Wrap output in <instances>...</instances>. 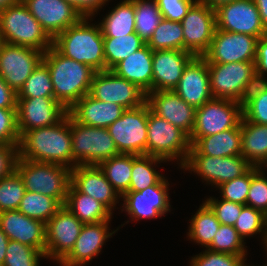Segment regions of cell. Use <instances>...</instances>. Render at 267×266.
I'll use <instances>...</instances> for the list:
<instances>
[{"instance_id":"1","label":"cell","mask_w":267,"mask_h":266,"mask_svg":"<svg viewBox=\"0 0 267 266\" xmlns=\"http://www.w3.org/2000/svg\"><path fill=\"white\" fill-rule=\"evenodd\" d=\"M18 151L22 159L72 169L71 116L67 113L54 125L24 132L20 136Z\"/></svg>"},{"instance_id":"2","label":"cell","mask_w":267,"mask_h":266,"mask_svg":"<svg viewBox=\"0 0 267 266\" xmlns=\"http://www.w3.org/2000/svg\"><path fill=\"white\" fill-rule=\"evenodd\" d=\"M54 89V98L69 110L83 96L89 94L94 69L86 64L69 59L51 46L43 54Z\"/></svg>"},{"instance_id":"3","label":"cell","mask_w":267,"mask_h":266,"mask_svg":"<svg viewBox=\"0 0 267 266\" xmlns=\"http://www.w3.org/2000/svg\"><path fill=\"white\" fill-rule=\"evenodd\" d=\"M82 17L53 39V47L64 57L83 63L96 72L106 71L104 43L100 25L88 24Z\"/></svg>"},{"instance_id":"4","label":"cell","mask_w":267,"mask_h":266,"mask_svg":"<svg viewBox=\"0 0 267 266\" xmlns=\"http://www.w3.org/2000/svg\"><path fill=\"white\" fill-rule=\"evenodd\" d=\"M0 37L3 42L30 47L43 53L53 46V39L22 0L0 11Z\"/></svg>"},{"instance_id":"5","label":"cell","mask_w":267,"mask_h":266,"mask_svg":"<svg viewBox=\"0 0 267 266\" xmlns=\"http://www.w3.org/2000/svg\"><path fill=\"white\" fill-rule=\"evenodd\" d=\"M71 168L59 164L35 162L18 157L16 171L22 177L25 190L57 199L65 205L71 184Z\"/></svg>"},{"instance_id":"6","label":"cell","mask_w":267,"mask_h":266,"mask_svg":"<svg viewBox=\"0 0 267 266\" xmlns=\"http://www.w3.org/2000/svg\"><path fill=\"white\" fill-rule=\"evenodd\" d=\"M208 69L213 98L243 103L248 92L259 82L254 61L208 63Z\"/></svg>"},{"instance_id":"7","label":"cell","mask_w":267,"mask_h":266,"mask_svg":"<svg viewBox=\"0 0 267 266\" xmlns=\"http://www.w3.org/2000/svg\"><path fill=\"white\" fill-rule=\"evenodd\" d=\"M71 137L72 168L76 165H98L120 154L107 128L79 124L71 117Z\"/></svg>"},{"instance_id":"8","label":"cell","mask_w":267,"mask_h":266,"mask_svg":"<svg viewBox=\"0 0 267 266\" xmlns=\"http://www.w3.org/2000/svg\"><path fill=\"white\" fill-rule=\"evenodd\" d=\"M190 147L189 136L183 130L154 114L148 106L146 155L165 161L179 159L182 166Z\"/></svg>"},{"instance_id":"9","label":"cell","mask_w":267,"mask_h":266,"mask_svg":"<svg viewBox=\"0 0 267 266\" xmlns=\"http://www.w3.org/2000/svg\"><path fill=\"white\" fill-rule=\"evenodd\" d=\"M148 104L126 109L107 130L120 154L145 155L147 144Z\"/></svg>"},{"instance_id":"10","label":"cell","mask_w":267,"mask_h":266,"mask_svg":"<svg viewBox=\"0 0 267 266\" xmlns=\"http://www.w3.org/2000/svg\"><path fill=\"white\" fill-rule=\"evenodd\" d=\"M242 103L212 98L196 108L195 124L189 138H201L236 128L242 120Z\"/></svg>"},{"instance_id":"11","label":"cell","mask_w":267,"mask_h":266,"mask_svg":"<svg viewBox=\"0 0 267 266\" xmlns=\"http://www.w3.org/2000/svg\"><path fill=\"white\" fill-rule=\"evenodd\" d=\"M252 165L242 156L213 157L188 155L180 167L197 173L204 181L216 187L245 174Z\"/></svg>"},{"instance_id":"12","label":"cell","mask_w":267,"mask_h":266,"mask_svg":"<svg viewBox=\"0 0 267 266\" xmlns=\"http://www.w3.org/2000/svg\"><path fill=\"white\" fill-rule=\"evenodd\" d=\"M89 95L94 99L111 102L126 109L146 102V93L136 84L117 76L112 70L99 71L93 76Z\"/></svg>"},{"instance_id":"13","label":"cell","mask_w":267,"mask_h":266,"mask_svg":"<svg viewBox=\"0 0 267 266\" xmlns=\"http://www.w3.org/2000/svg\"><path fill=\"white\" fill-rule=\"evenodd\" d=\"M180 23L183 28L184 50L202 57L208 51L216 29L215 10L196 1Z\"/></svg>"},{"instance_id":"14","label":"cell","mask_w":267,"mask_h":266,"mask_svg":"<svg viewBox=\"0 0 267 266\" xmlns=\"http://www.w3.org/2000/svg\"><path fill=\"white\" fill-rule=\"evenodd\" d=\"M43 52L3 42L0 46V77L16 93L43 59Z\"/></svg>"},{"instance_id":"15","label":"cell","mask_w":267,"mask_h":266,"mask_svg":"<svg viewBox=\"0 0 267 266\" xmlns=\"http://www.w3.org/2000/svg\"><path fill=\"white\" fill-rule=\"evenodd\" d=\"M216 29L257 37L267 35L254 0H236L215 10Z\"/></svg>"},{"instance_id":"16","label":"cell","mask_w":267,"mask_h":266,"mask_svg":"<svg viewBox=\"0 0 267 266\" xmlns=\"http://www.w3.org/2000/svg\"><path fill=\"white\" fill-rule=\"evenodd\" d=\"M83 225L63 205L46 223V258L60 263L73 249Z\"/></svg>"},{"instance_id":"17","label":"cell","mask_w":267,"mask_h":266,"mask_svg":"<svg viewBox=\"0 0 267 266\" xmlns=\"http://www.w3.org/2000/svg\"><path fill=\"white\" fill-rule=\"evenodd\" d=\"M257 41V37L215 29L202 57L207 63L251 62L255 60Z\"/></svg>"},{"instance_id":"18","label":"cell","mask_w":267,"mask_h":266,"mask_svg":"<svg viewBox=\"0 0 267 266\" xmlns=\"http://www.w3.org/2000/svg\"><path fill=\"white\" fill-rule=\"evenodd\" d=\"M68 110L54 97L17 98L16 115L20 136L29 130L58 123Z\"/></svg>"},{"instance_id":"19","label":"cell","mask_w":267,"mask_h":266,"mask_svg":"<svg viewBox=\"0 0 267 266\" xmlns=\"http://www.w3.org/2000/svg\"><path fill=\"white\" fill-rule=\"evenodd\" d=\"M169 182L163 177L156 185L149 186L140 192H127L123 198V209L133 220L156 218L170 212L168 196Z\"/></svg>"},{"instance_id":"20","label":"cell","mask_w":267,"mask_h":266,"mask_svg":"<svg viewBox=\"0 0 267 266\" xmlns=\"http://www.w3.org/2000/svg\"><path fill=\"white\" fill-rule=\"evenodd\" d=\"M22 1L52 39L82 18L65 0Z\"/></svg>"},{"instance_id":"21","label":"cell","mask_w":267,"mask_h":266,"mask_svg":"<svg viewBox=\"0 0 267 266\" xmlns=\"http://www.w3.org/2000/svg\"><path fill=\"white\" fill-rule=\"evenodd\" d=\"M150 110L176 127L191 135L196 116V108L186 103L173 90L152 91L146 94Z\"/></svg>"},{"instance_id":"22","label":"cell","mask_w":267,"mask_h":266,"mask_svg":"<svg viewBox=\"0 0 267 266\" xmlns=\"http://www.w3.org/2000/svg\"><path fill=\"white\" fill-rule=\"evenodd\" d=\"M173 91L195 108L210 101L213 95L207 61L203 57L195 56L184 68L180 81Z\"/></svg>"},{"instance_id":"23","label":"cell","mask_w":267,"mask_h":266,"mask_svg":"<svg viewBox=\"0 0 267 266\" xmlns=\"http://www.w3.org/2000/svg\"><path fill=\"white\" fill-rule=\"evenodd\" d=\"M0 228L10 240L46 251V224L18 210L0 212Z\"/></svg>"},{"instance_id":"24","label":"cell","mask_w":267,"mask_h":266,"mask_svg":"<svg viewBox=\"0 0 267 266\" xmlns=\"http://www.w3.org/2000/svg\"><path fill=\"white\" fill-rule=\"evenodd\" d=\"M195 56L186 50H156L152 60V91L174 90Z\"/></svg>"},{"instance_id":"25","label":"cell","mask_w":267,"mask_h":266,"mask_svg":"<svg viewBox=\"0 0 267 266\" xmlns=\"http://www.w3.org/2000/svg\"><path fill=\"white\" fill-rule=\"evenodd\" d=\"M71 184L81 193L96 199L111 212L120 198L98 165H76L71 170Z\"/></svg>"},{"instance_id":"26","label":"cell","mask_w":267,"mask_h":266,"mask_svg":"<svg viewBox=\"0 0 267 266\" xmlns=\"http://www.w3.org/2000/svg\"><path fill=\"white\" fill-rule=\"evenodd\" d=\"M108 223L110 221L84 224L73 249L59 264L61 266H83L99 255L107 239L119 229L109 232Z\"/></svg>"},{"instance_id":"27","label":"cell","mask_w":267,"mask_h":266,"mask_svg":"<svg viewBox=\"0 0 267 266\" xmlns=\"http://www.w3.org/2000/svg\"><path fill=\"white\" fill-rule=\"evenodd\" d=\"M126 108L121 105L83 96L69 110L68 114L79 124L107 128L122 116Z\"/></svg>"},{"instance_id":"28","label":"cell","mask_w":267,"mask_h":266,"mask_svg":"<svg viewBox=\"0 0 267 266\" xmlns=\"http://www.w3.org/2000/svg\"><path fill=\"white\" fill-rule=\"evenodd\" d=\"M191 147L188 155H209L227 157L241 155V122L236 128H230L210 136L189 138Z\"/></svg>"},{"instance_id":"29","label":"cell","mask_w":267,"mask_h":266,"mask_svg":"<svg viewBox=\"0 0 267 266\" xmlns=\"http://www.w3.org/2000/svg\"><path fill=\"white\" fill-rule=\"evenodd\" d=\"M152 60L153 50L145 44L119 62L112 71L117 76L136 84L147 94L152 92Z\"/></svg>"},{"instance_id":"30","label":"cell","mask_w":267,"mask_h":266,"mask_svg":"<svg viewBox=\"0 0 267 266\" xmlns=\"http://www.w3.org/2000/svg\"><path fill=\"white\" fill-rule=\"evenodd\" d=\"M241 155L253 166L267 163V125L241 120Z\"/></svg>"},{"instance_id":"31","label":"cell","mask_w":267,"mask_h":266,"mask_svg":"<svg viewBox=\"0 0 267 266\" xmlns=\"http://www.w3.org/2000/svg\"><path fill=\"white\" fill-rule=\"evenodd\" d=\"M83 224L111 221L112 213L105 205L79 192L70 184L64 205Z\"/></svg>"},{"instance_id":"32","label":"cell","mask_w":267,"mask_h":266,"mask_svg":"<svg viewBox=\"0 0 267 266\" xmlns=\"http://www.w3.org/2000/svg\"><path fill=\"white\" fill-rule=\"evenodd\" d=\"M108 13L99 23L103 37L136 33L134 0H124Z\"/></svg>"},{"instance_id":"33","label":"cell","mask_w":267,"mask_h":266,"mask_svg":"<svg viewBox=\"0 0 267 266\" xmlns=\"http://www.w3.org/2000/svg\"><path fill=\"white\" fill-rule=\"evenodd\" d=\"M98 166L120 197L129 191L132 174V154H119L103 160Z\"/></svg>"},{"instance_id":"34","label":"cell","mask_w":267,"mask_h":266,"mask_svg":"<svg viewBox=\"0 0 267 266\" xmlns=\"http://www.w3.org/2000/svg\"><path fill=\"white\" fill-rule=\"evenodd\" d=\"M163 161L166 162L161 158L146 154H132V174L128 192H140L149 186L156 185L164 175L162 176V174L153 167Z\"/></svg>"},{"instance_id":"35","label":"cell","mask_w":267,"mask_h":266,"mask_svg":"<svg viewBox=\"0 0 267 266\" xmlns=\"http://www.w3.org/2000/svg\"><path fill=\"white\" fill-rule=\"evenodd\" d=\"M106 70H112L119 62L126 59L146 43L137 33L116 37H103Z\"/></svg>"},{"instance_id":"36","label":"cell","mask_w":267,"mask_h":266,"mask_svg":"<svg viewBox=\"0 0 267 266\" xmlns=\"http://www.w3.org/2000/svg\"><path fill=\"white\" fill-rule=\"evenodd\" d=\"M220 225L221 223L216 218L215 213L204 202L196 214L192 216L188 229V239H192L207 249L211 245Z\"/></svg>"},{"instance_id":"37","label":"cell","mask_w":267,"mask_h":266,"mask_svg":"<svg viewBox=\"0 0 267 266\" xmlns=\"http://www.w3.org/2000/svg\"><path fill=\"white\" fill-rule=\"evenodd\" d=\"M62 206L55 198L41 193L25 191L17 210L46 224Z\"/></svg>"},{"instance_id":"38","label":"cell","mask_w":267,"mask_h":266,"mask_svg":"<svg viewBox=\"0 0 267 266\" xmlns=\"http://www.w3.org/2000/svg\"><path fill=\"white\" fill-rule=\"evenodd\" d=\"M135 32L147 44L162 21L156 0H134Z\"/></svg>"},{"instance_id":"39","label":"cell","mask_w":267,"mask_h":266,"mask_svg":"<svg viewBox=\"0 0 267 266\" xmlns=\"http://www.w3.org/2000/svg\"><path fill=\"white\" fill-rule=\"evenodd\" d=\"M147 45L153 51L184 50V36L181 23L163 18Z\"/></svg>"},{"instance_id":"40","label":"cell","mask_w":267,"mask_h":266,"mask_svg":"<svg viewBox=\"0 0 267 266\" xmlns=\"http://www.w3.org/2000/svg\"><path fill=\"white\" fill-rule=\"evenodd\" d=\"M242 119L267 125V81H259L242 103Z\"/></svg>"},{"instance_id":"41","label":"cell","mask_w":267,"mask_h":266,"mask_svg":"<svg viewBox=\"0 0 267 266\" xmlns=\"http://www.w3.org/2000/svg\"><path fill=\"white\" fill-rule=\"evenodd\" d=\"M54 97L50 71L41 61L17 93V98Z\"/></svg>"},{"instance_id":"42","label":"cell","mask_w":267,"mask_h":266,"mask_svg":"<svg viewBox=\"0 0 267 266\" xmlns=\"http://www.w3.org/2000/svg\"><path fill=\"white\" fill-rule=\"evenodd\" d=\"M233 227L243 240L262 233L263 244L267 245V215L262 211L245 205Z\"/></svg>"},{"instance_id":"43","label":"cell","mask_w":267,"mask_h":266,"mask_svg":"<svg viewBox=\"0 0 267 266\" xmlns=\"http://www.w3.org/2000/svg\"><path fill=\"white\" fill-rule=\"evenodd\" d=\"M244 244V240L233 226L221 224L207 249L213 252L247 256Z\"/></svg>"},{"instance_id":"44","label":"cell","mask_w":267,"mask_h":266,"mask_svg":"<svg viewBox=\"0 0 267 266\" xmlns=\"http://www.w3.org/2000/svg\"><path fill=\"white\" fill-rule=\"evenodd\" d=\"M25 191L22 177L16 170L0 179V212L17 210Z\"/></svg>"},{"instance_id":"45","label":"cell","mask_w":267,"mask_h":266,"mask_svg":"<svg viewBox=\"0 0 267 266\" xmlns=\"http://www.w3.org/2000/svg\"><path fill=\"white\" fill-rule=\"evenodd\" d=\"M46 253L20 242L9 240L3 266H39Z\"/></svg>"},{"instance_id":"46","label":"cell","mask_w":267,"mask_h":266,"mask_svg":"<svg viewBox=\"0 0 267 266\" xmlns=\"http://www.w3.org/2000/svg\"><path fill=\"white\" fill-rule=\"evenodd\" d=\"M263 168L251 167V184L247 196V206L267 215V178Z\"/></svg>"},{"instance_id":"47","label":"cell","mask_w":267,"mask_h":266,"mask_svg":"<svg viewBox=\"0 0 267 266\" xmlns=\"http://www.w3.org/2000/svg\"><path fill=\"white\" fill-rule=\"evenodd\" d=\"M251 184V168L243 175L218 186L222 199L247 205V196Z\"/></svg>"},{"instance_id":"48","label":"cell","mask_w":267,"mask_h":266,"mask_svg":"<svg viewBox=\"0 0 267 266\" xmlns=\"http://www.w3.org/2000/svg\"><path fill=\"white\" fill-rule=\"evenodd\" d=\"M205 203L215 213L216 218L221 224L231 226H234L240 216L242 208L245 206L222 198L218 200L212 197L207 198Z\"/></svg>"},{"instance_id":"49","label":"cell","mask_w":267,"mask_h":266,"mask_svg":"<svg viewBox=\"0 0 267 266\" xmlns=\"http://www.w3.org/2000/svg\"><path fill=\"white\" fill-rule=\"evenodd\" d=\"M16 108H0V144L19 145Z\"/></svg>"},{"instance_id":"50","label":"cell","mask_w":267,"mask_h":266,"mask_svg":"<svg viewBox=\"0 0 267 266\" xmlns=\"http://www.w3.org/2000/svg\"><path fill=\"white\" fill-rule=\"evenodd\" d=\"M246 256L213 252L205 249L203 253L192 257L190 266H239Z\"/></svg>"},{"instance_id":"51","label":"cell","mask_w":267,"mask_h":266,"mask_svg":"<svg viewBox=\"0 0 267 266\" xmlns=\"http://www.w3.org/2000/svg\"><path fill=\"white\" fill-rule=\"evenodd\" d=\"M197 0H156L164 19L181 22Z\"/></svg>"},{"instance_id":"52","label":"cell","mask_w":267,"mask_h":266,"mask_svg":"<svg viewBox=\"0 0 267 266\" xmlns=\"http://www.w3.org/2000/svg\"><path fill=\"white\" fill-rule=\"evenodd\" d=\"M18 157V145L0 144V179L11 175L16 170Z\"/></svg>"},{"instance_id":"53","label":"cell","mask_w":267,"mask_h":266,"mask_svg":"<svg viewBox=\"0 0 267 266\" xmlns=\"http://www.w3.org/2000/svg\"><path fill=\"white\" fill-rule=\"evenodd\" d=\"M255 72L258 81H267V35L258 39L255 55ZM266 74V75H265Z\"/></svg>"},{"instance_id":"54","label":"cell","mask_w":267,"mask_h":266,"mask_svg":"<svg viewBox=\"0 0 267 266\" xmlns=\"http://www.w3.org/2000/svg\"><path fill=\"white\" fill-rule=\"evenodd\" d=\"M67 3L71 4L76 11L86 18H91L97 11L104 7L105 3L109 0H65ZM96 12V13H95Z\"/></svg>"},{"instance_id":"55","label":"cell","mask_w":267,"mask_h":266,"mask_svg":"<svg viewBox=\"0 0 267 266\" xmlns=\"http://www.w3.org/2000/svg\"><path fill=\"white\" fill-rule=\"evenodd\" d=\"M17 93L0 77V108H16Z\"/></svg>"},{"instance_id":"56","label":"cell","mask_w":267,"mask_h":266,"mask_svg":"<svg viewBox=\"0 0 267 266\" xmlns=\"http://www.w3.org/2000/svg\"><path fill=\"white\" fill-rule=\"evenodd\" d=\"M258 8L260 18L267 31V0H254Z\"/></svg>"},{"instance_id":"57","label":"cell","mask_w":267,"mask_h":266,"mask_svg":"<svg viewBox=\"0 0 267 266\" xmlns=\"http://www.w3.org/2000/svg\"><path fill=\"white\" fill-rule=\"evenodd\" d=\"M9 238L0 228V266H3Z\"/></svg>"},{"instance_id":"58","label":"cell","mask_w":267,"mask_h":266,"mask_svg":"<svg viewBox=\"0 0 267 266\" xmlns=\"http://www.w3.org/2000/svg\"><path fill=\"white\" fill-rule=\"evenodd\" d=\"M197 1H200L201 3H204L207 6H209L211 9L216 10L220 6L236 0H197Z\"/></svg>"},{"instance_id":"59","label":"cell","mask_w":267,"mask_h":266,"mask_svg":"<svg viewBox=\"0 0 267 266\" xmlns=\"http://www.w3.org/2000/svg\"><path fill=\"white\" fill-rule=\"evenodd\" d=\"M19 0H0V11L3 10L4 8L15 4Z\"/></svg>"},{"instance_id":"60","label":"cell","mask_w":267,"mask_h":266,"mask_svg":"<svg viewBox=\"0 0 267 266\" xmlns=\"http://www.w3.org/2000/svg\"><path fill=\"white\" fill-rule=\"evenodd\" d=\"M245 261H246V259H244V260L240 263L239 266H250V265H245V264H246Z\"/></svg>"},{"instance_id":"61","label":"cell","mask_w":267,"mask_h":266,"mask_svg":"<svg viewBox=\"0 0 267 266\" xmlns=\"http://www.w3.org/2000/svg\"><path fill=\"white\" fill-rule=\"evenodd\" d=\"M2 43H3V41H2V38L0 37V46H1Z\"/></svg>"}]
</instances>
